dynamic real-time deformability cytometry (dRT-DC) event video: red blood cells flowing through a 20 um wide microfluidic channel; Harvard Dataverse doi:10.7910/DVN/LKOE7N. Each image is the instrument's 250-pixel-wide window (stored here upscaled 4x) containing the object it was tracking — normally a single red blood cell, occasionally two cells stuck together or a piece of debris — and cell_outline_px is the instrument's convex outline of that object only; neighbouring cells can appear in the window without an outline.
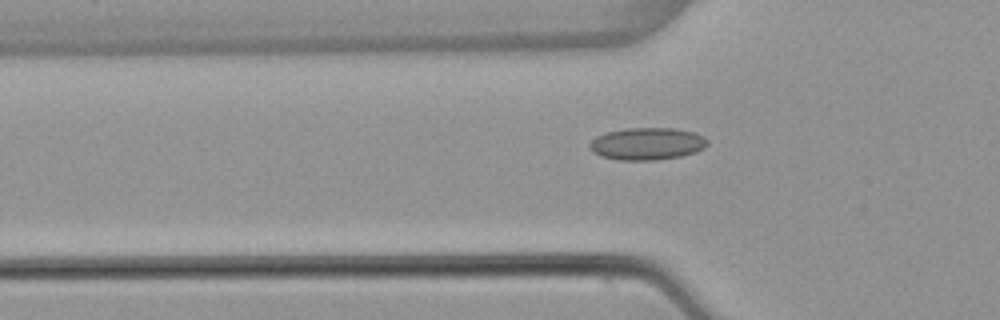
{"species": "common noctule bat (a hibernating species)", "species_latin": "Nyctalus noctula", "temperature_condition": "warm", "stored_images_in_passage": 39, "segment_of_instrument_passage": [1, 2], "camera_frame_rate_fps": 3000, "um_per_image_px": 0.085, "animal": {"sex": "female", "body_mass_g": 22.7, "forearm_length_mm": 54.2}, "frame": {"image": 1, "passage_image": 3, "time_ms": 0.667, "image_size_px": [1000, 320], "cell_outline_px": [[708, 144], [704, 148], [696, 152], [680, 156], [656, 160], [620, 160], [600, 156], [592, 152], [588, 148], [588, 144], [596, 136], [604, 132], [628, 128], [676, 128], [692, 132], [704, 136], [708, 140]], "centroid_in_image_um": [54.98, 12.22], "position_along_channel_um": 70.8, "area_um2": 22.37}}
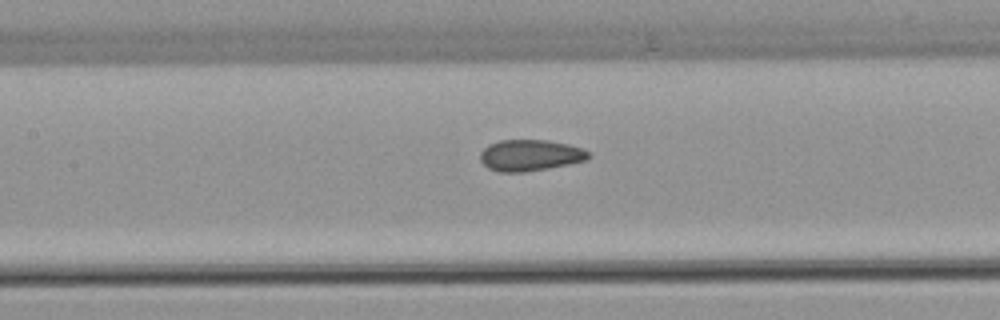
{"frame": {"image": 2, "passage_image": 10, "time_ms": 3.0, "image_size_px": [1000, 320], "cell_outline_px": [[592, 156], [588, 160], [548, 168], [524, 172], [496, 172], [488, 168], [480, 160], [480, 152], [488, 144], [500, 140], [548, 140], [568, 144], [584, 148]], "centroid_in_image_um": [45.07, 13.2], "position_along_channel_um": 162.3, "area_um2": 19.94}}
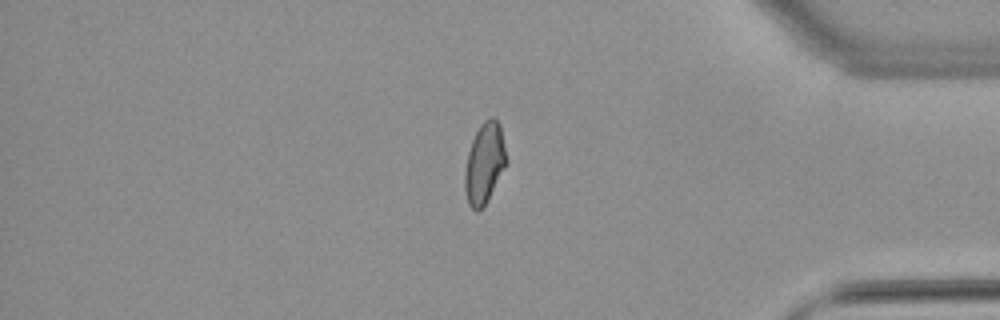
{"frame": {"image": 3, "passage_image": 30, "time_ms": 9.667, "image_size_px": [1000, 320], "cell_outline_px": [[508, 164], [484, 208], [476, 212], [468, 204], [464, 188], [464, 172], [468, 152], [472, 140], [480, 124], [484, 120], [492, 116], [500, 124], [508, 160]], "centroid_in_image_um": [41.2, 13.91], "position_along_channel_um": 394.0, "area_um2": 20.06}}